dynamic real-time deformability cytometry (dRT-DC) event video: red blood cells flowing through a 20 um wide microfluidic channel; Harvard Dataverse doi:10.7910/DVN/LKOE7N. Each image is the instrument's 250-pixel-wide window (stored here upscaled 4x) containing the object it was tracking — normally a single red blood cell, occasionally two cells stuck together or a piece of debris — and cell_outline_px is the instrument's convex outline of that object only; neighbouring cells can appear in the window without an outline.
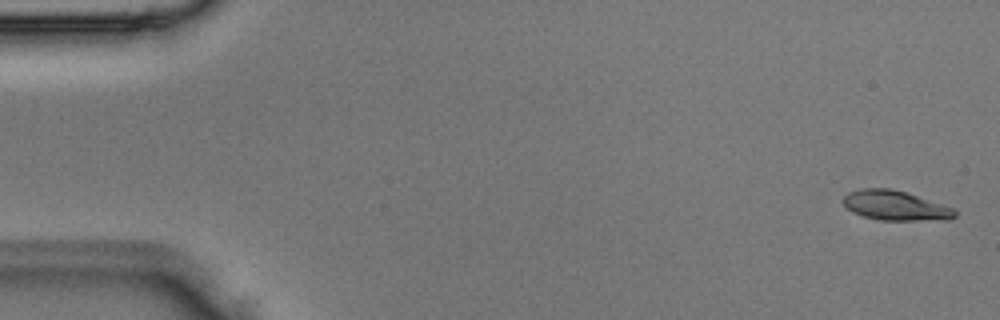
{"species": "Egyptian fruit bat (a non-hibernating species)", "species_latin": "Rousettus aegyptiacus", "temperature_condition": "room temperature", "stored_images_in_passage": 4, "camera_frame_rate_fps": 3000, "um_per_image_px": 0.085, "animal": {"sex": "male"}, "frame": {"image": 1, "passage_image": 1, "time_ms": 0.0, "image_size_px": [1000, 320], "cell_outline_px": [[956, 216], [948, 220], [880, 220], [864, 216], [852, 212], [840, 200], [848, 192], [860, 188], [892, 188], [908, 192], [952, 208], [956, 212]], "centroid_in_image_um": [76.07, 17.46], "position_along_channel_um": 8.9, "area_um2": 19.42}}